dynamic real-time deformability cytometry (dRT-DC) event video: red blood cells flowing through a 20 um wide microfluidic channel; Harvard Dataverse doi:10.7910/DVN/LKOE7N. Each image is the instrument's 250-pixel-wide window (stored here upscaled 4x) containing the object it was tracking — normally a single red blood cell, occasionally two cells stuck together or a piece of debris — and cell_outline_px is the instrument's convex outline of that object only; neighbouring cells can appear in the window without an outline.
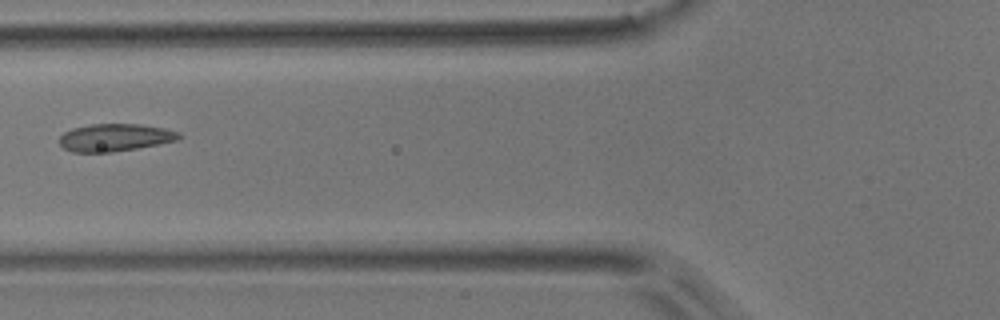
{"species": "common noctule bat (a hibernating species)", "species_latin": "Nyctalus noctula", "temperature_condition": "room temperature", "stored_images_in_passage": 8, "camera_frame_rate_fps": 3000, "um_per_image_px": 0.085, "animal": {"sex": "male", "body_mass_g": 17.9}, "frame": {"image": 1, "passage_image": 6, "time_ms": 1.667, "image_size_px": [1000, 320], "cell_outline_px": [[184, 136], [176, 140], [160, 144], [112, 152], [72, 152], [64, 148], [60, 144], [60, 136], [64, 132], [72, 128], [92, 124], [140, 124], [164, 128], [180, 132]], "centroid_in_image_um": [9.79, 11.68], "position_along_channel_um": 116.0, "area_um2": 19.19}}
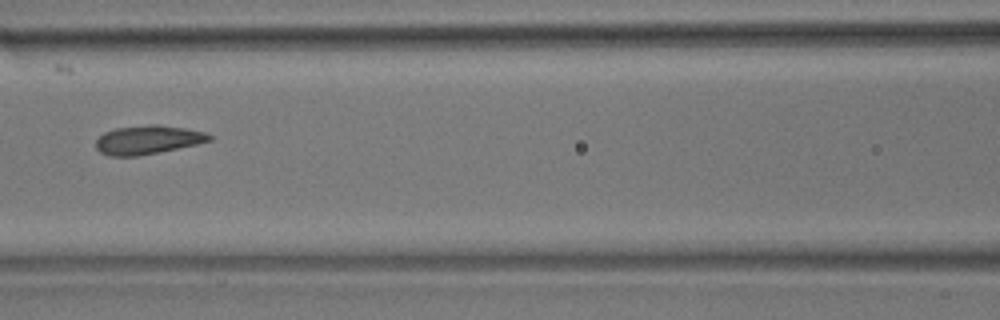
{"frame": {"image": 2, "passage_image": 7, "time_ms": 2.0, "image_size_px": [1000, 320], "cell_outline_px": [[212, 140], [196, 144], [140, 156], [108, 156], [100, 152], [96, 148], [96, 140], [104, 132], [116, 128], [148, 124], [156, 124], [184, 128], [204, 132], [212, 136]], "centroid_in_image_um": [12.53, 11.88], "position_along_channel_um": 154.1, "area_um2": 18.96}}